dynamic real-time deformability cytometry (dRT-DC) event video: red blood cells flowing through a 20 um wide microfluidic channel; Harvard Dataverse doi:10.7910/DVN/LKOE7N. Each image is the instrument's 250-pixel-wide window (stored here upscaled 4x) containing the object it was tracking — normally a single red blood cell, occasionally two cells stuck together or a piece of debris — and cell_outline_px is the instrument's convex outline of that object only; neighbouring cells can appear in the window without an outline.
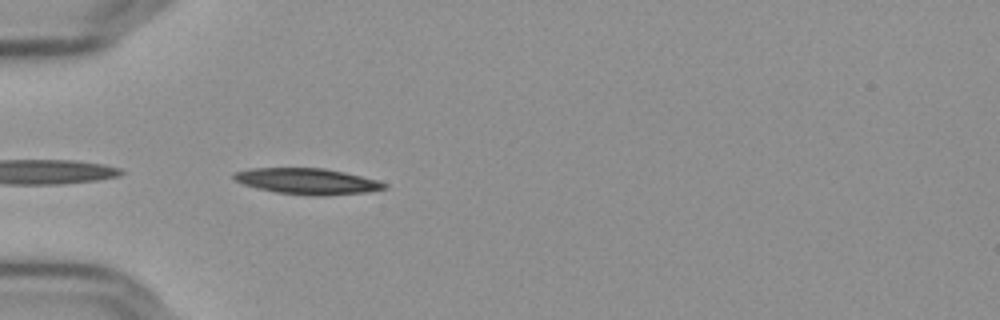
{"species": "Egyptian fruit bat (a non-hibernating species)", "species_latin": "Rousettus aegyptiacus", "temperature_condition": "cold", "stored_images_in_passage": 26, "camera_frame_rate_fps": 3000, "um_per_image_px": 0.085, "frame": {"image": 1, "passage_image": 1, "time_ms": 0.0, "image_size_px": [1000, 320], "cell_outline_px": [[388, 188], [368, 192], [324, 196], [320, 196], [276, 192], [244, 184], [236, 180], [232, 176], [236, 172], [248, 168], [324, 168], [344, 172], [376, 180], [388, 184]], "centroid_in_image_um": [26.16, 15.4], "position_along_channel_um": 58.8, "area_um2": 22.54}}
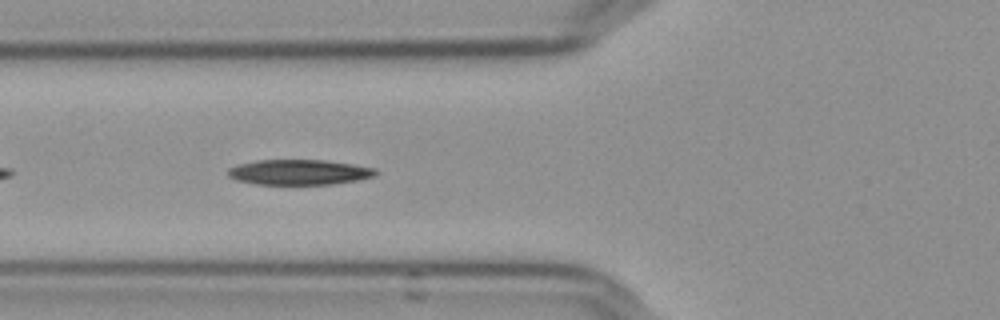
{"frame": {"image": 2, "passage_image": 5, "time_ms": 1.333, "image_size_px": [1000, 320], "cell_outline_px": [[376, 172], [372, 176], [356, 180], [332, 184], [256, 184], [236, 180], [228, 176], [228, 168], [236, 164], [256, 160], [324, 160], [352, 164], [376, 168]], "centroid_in_image_um": [25.36, 14.63], "position_along_channel_um": 100.4, "area_um2": 21.62}}
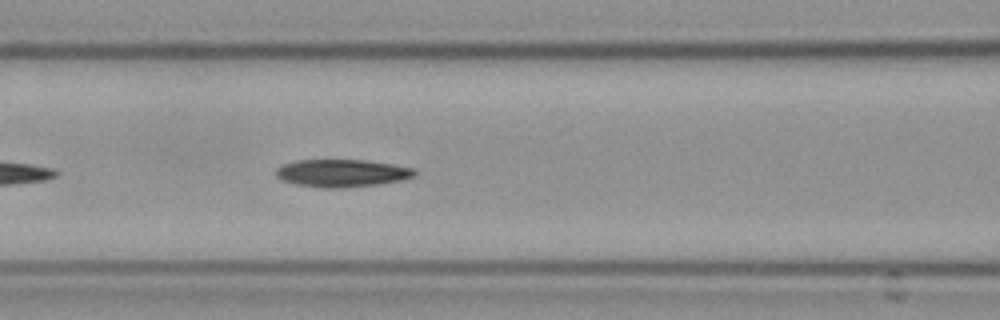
{"frame": {"image": 3, "passage_image": 8, "time_ms": 2.333, "image_size_px": [1000, 320], "cell_outline_px": [[416, 172], [412, 176], [400, 180], [376, 184], [340, 188], [324, 188], [296, 184], [280, 180], [276, 176], [276, 168], [284, 164], [296, 160], [364, 160], [392, 164], [416, 168]], "centroid_in_image_um": [29.02, 14.71], "position_along_channel_um": 137.6, "area_um2": 22.14}}